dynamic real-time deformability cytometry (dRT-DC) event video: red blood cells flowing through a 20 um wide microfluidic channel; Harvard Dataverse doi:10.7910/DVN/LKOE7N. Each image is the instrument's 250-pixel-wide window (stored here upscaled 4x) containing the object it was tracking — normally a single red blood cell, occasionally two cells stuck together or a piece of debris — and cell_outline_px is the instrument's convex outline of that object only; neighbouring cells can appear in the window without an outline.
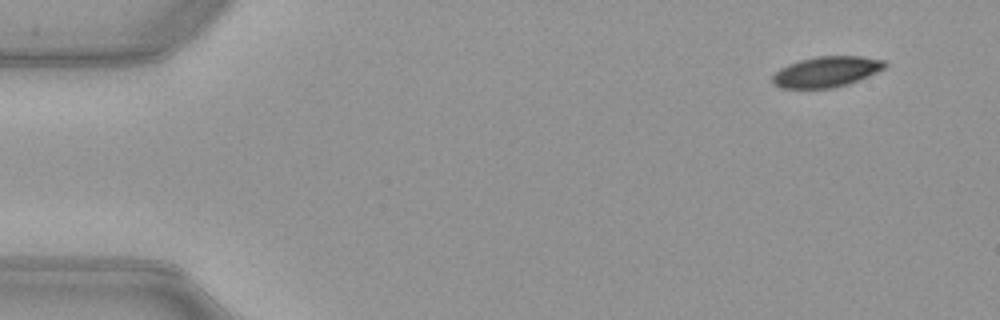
{"species": "common noctule bat (a hibernating species)", "species_latin": "Nyctalus noctula", "temperature_condition": "warm", "stored_images_in_passage": 52, "camera_frame_rate_fps": 3000, "um_per_image_px": 0.085, "animal": {"sex": "female", "body_mass_g": 21.9}, "frame": {"image": 1, "passage_image": 4, "time_ms": 1.0, "image_size_px": [1000, 320], "cell_outline_px": [[888, 64], [884, 68], [868, 76], [848, 84], [832, 88], [780, 88], [772, 84], [772, 76], [780, 68], [788, 64], [800, 60], [816, 56], [860, 56], [884, 60]], "centroid_in_image_um": [70.22, 6.1], "position_along_channel_um": 14.8, "area_um2": 20.06}}
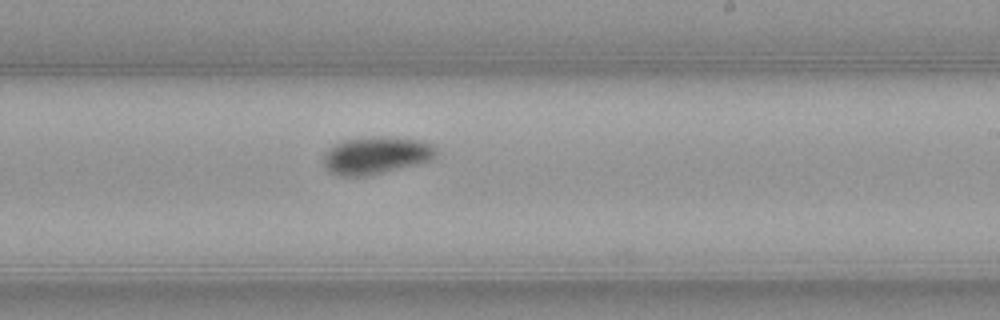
{"frame": {"image": 2, "passage_image": 31, "time_ms": 10.0, "image_size_px": [1000, 320], "cell_outline_px": [[436, 152], [432, 160], [420, 164], [368, 176], [336, 176], [328, 172], [324, 168], [324, 156], [336, 144], [344, 140], [372, 136], [420, 140], [432, 144], [436, 148]], "centroid_in_image_um": [31.98, 13.23], "position_along_channel_um": 257.0, "area_um2": 24.57}}
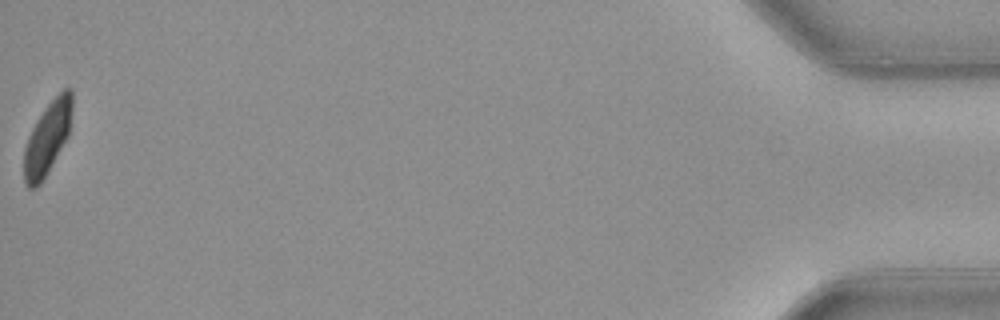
{"frame": {"image": 3, "passage_image": 52, "time_ms": 17.0, "image_size_px": [1000, 320], "cell_outline_px": [[72, 112], [68, 136], [40, 184], [36, 188], [28, 188], [24, 184], [24, 148], [28, 136], [36, 120], [44, 108], [64, 88], [72, 88]], "centroid_in_image_um": [4.02, 11.73], "position_along_channel_um": 431.2, "area_um2": 20.23}, "authors_computed_cell_mechanics": {"area_um2": 22.5998, "velocity_mm_per_s": 3.9698, "shape_relaxation_time_tau1_ms": 5.7915, "shape_relaxation_time_tau2_ms": null, "deformation_change_tau1": 0.138, "deformation_change_tau2": null}}